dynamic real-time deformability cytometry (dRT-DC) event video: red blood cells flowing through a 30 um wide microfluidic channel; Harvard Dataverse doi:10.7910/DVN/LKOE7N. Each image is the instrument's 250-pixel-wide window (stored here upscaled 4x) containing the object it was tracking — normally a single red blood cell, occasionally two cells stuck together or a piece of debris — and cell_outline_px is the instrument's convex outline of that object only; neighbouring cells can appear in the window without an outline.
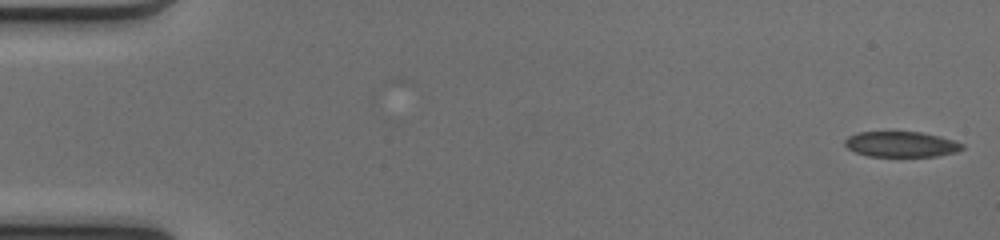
{"species": "common noctule bat (a hibernating species)", "species_latin": "Nyctalus noctula", "temperature_condition": "cold", "stored_images_in_passage": 50, "camera_frame_rate_fps": 3000, "um_per_image_px": 0.085, "animal": {"sex": "female", "body_mass_g": 17.0, "forearm_length_mm": 48.0}, "frame": {"image": 1, "passage_image": 1, "time_ms": 0.0, "image_size_px": [1000, 240], "cell_outline_px": [[964, 148], [956, 152], [936, 156], [868, 156], [856, 152], [848, 148], [844, 144], [844, 140], [848, 136], [856, 132], [920, 132], [940, 136], [964, 144]], "centroid_in_image_um": [76.59, 12.26], "position_along_channel_um": 8.4, "area_um2": 17.4}}
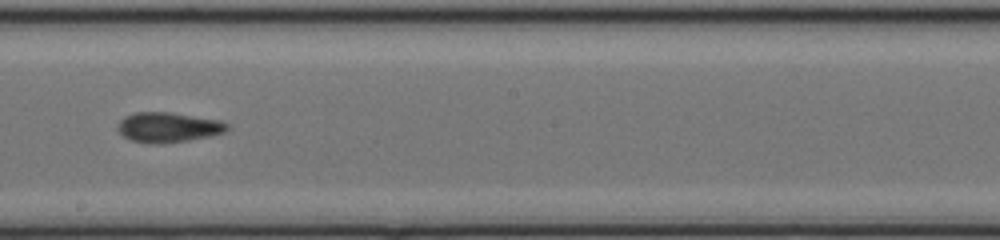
{"frame": {"image": 2, "passage_image": 29, "time_ms": 9.333, "image_size_px": [1000, 240], "cell_outline_px": [[232, 128], [224, 132], [208, 136], [188, 140], [164, 144], [132, 140], [124, 136], [116, 128], [116, 124], [124, 116], [136, 112], [172, 112], [220, 120], [228, 124]], "centroid_in_image_um": [14.31, 10.8], "position_along_channel_um": 233.9, "area_um2": 19.13}}
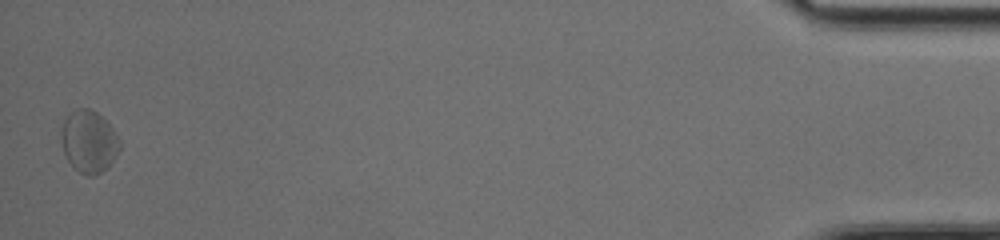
{"frame": {"image": 3, "passage_image": 50, "time_ms": 16.333, "image_size_px": [1000, 240], "cell_outline_px": [[120, 148], [112, 160], [100, 172], [92, 176], [84, 176], [68, 160], [64, 152], [60, 136], [60, 132], [64, 120], [68, 112], [76, 108], [88, 108], [96, 112], [112, 128], [120, 140]], "centroid_in_image_um": [7.52, 12.0], "position_along_channel_um": 427.7, "area_um2": 20.92}, "authors_computed_cell_mechanics": {"area_um2": 18.9584, "velocity_mm_per_s": 4.0999, "shape_relaxation_time_tau1_ms": null, "shape_relaxation_time_tau2_ms": 5.2619, "deformation_change_tau1": null, "deformation_change_tau2": 0.0851}}